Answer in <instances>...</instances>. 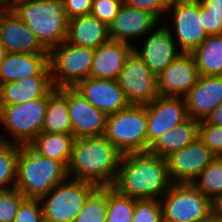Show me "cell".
<instances>
[{
    "mask_svg": "<svg viewBox=\"0 0 222 222\" xmlns=\"http://www.w3.org/2000/svg\"><path fill=\"white\" fill-rule=\"evenodd\" d=\"M172 184L166 158L145 151L123 154L111 187L134 199L160 200Z\"/></svg>",
    "mask_w": 222,
    "mask_h": 222,
    "instance_id": "obj_1",
    "label": "cell"
},
{
    "mask_svg": "<svg viewBox=\"0 0 222 222\" xmlns=\"http://www.w3.org/2000/svg\"><path fill=\"white\" fill-rule=\"evenodd\" d=\"M122 156L105 136L77 138L67 167L68 176L98 187L112 186Z\"/></svg>",
    "mask_w": 222,
    "mask_h": 222,
    "instance_id": "obj_2",
    "label": "cell"
},
{
    "mask_svg": "<svg viewBox=\"0 0 222 222\" xmlns=\"http://www.w3.org/2000/svg\"><path fill=\"white\" fill-rule=\"evenodd\" d=\"M50 52L67 38L64 0H20L9 7Z\"/></svg>",
    "mask_w": 222,
    "mask_h": 222,
    "instance_id": "obj_3",
    "label": "cell"
},
{
    "mask_svg": "<svg viewBox=\"0 0 222 222\" xmlns=\"http://www.w3.org/2000/svg\"><path fill=\"white\" fill-rule=\"evenodd\" d=\"M68 177L62 162L39 155L29 145H20L15 188L25 198L40 199Z\"/></svg>",
    "mask_w": 222,
    "mask_h": 222,
    "instance_id": "obj_4",
    "label": "cell"
},
{
    "mask_svg": "<svg viewBox=\"0 0 222 222\" xmlns=\"http://www.w3.org/2000/svg\"><path fill=\"white\" fill-rule=\"evenodd\" d=\"M104 136L122 154L147 151L146 105H129L108 115Z\"/></svg>",
    "mask_w": 222,
    "mask_h": 222,
    "instance_id": "obj_5",
    "label": "cell"
},
{
    "mask_svg": "<svg viewBox=\"0 0 222 222\" xmlns=\"http://www.w3.org/2000/svg\"><path fill=\"white\" fill-rule=\"evenodd\" d=\"M163 222H205L214 203L192 183H173L161 197Z\"/></svg>",
    "mask_w": 222,
    "mask_h": 222,
    "instance_id": "obj_6",
    "label": "cell"
},
{
    "mask_svg": "<svg viewBox=\"0 0 222 222\" xmlns=\"http://www.w3.org/2000/svg\"><path fill=\"white\" fill-rule=\"evenodd\" d=\"M93 183L68 177L40 198L44 222H73L88 196L97 188Z\"/></svg>",
    "mask_w": 222,
    "mask_h": 222,
    "instance_id": "obj_7",
    "label": "cell"
},
{
    "mask_svg": "<svg viewBox=\"0 0 222 222\" xmlns=\"http://www.w3.org/2000/svg\"><path fill=\"white\" fill-rule=\"evenodd\" d=\"M94 49L73 45L66 40L49 52L51 80L55 88L74 87L90 77Z\"/></svg>",
    "mask_w": 222,
    "mask_h": 222,
    "instance_id": "obj_8",
    "label": "cell"
},
{
    "mask_svg": "<svg viewBox=\"0 0 222 222\" xmlns=\"http://www.w3.org/2000/svg\"><path fill=\"white\" fill-rule=\"evenodd\" d=\"M47 102L48 94L26 103L0 105V124L16 144L28 145L41 132Z\"/></svg>",
    "mask_w": 222,
    "mask_h": 222,
    "instance_id": "obj_9",
    "label": "cell"
},
{
    "mask_svg": "<svg viewBox=\"0 0 222 222\" xmlns=\"http://www.w3.org/2000/svg\"><path fill=\"white\" fill-rule=\"evenodd\" d=\"M116 81L130 105H147L159 96L157 76L149 70L134 50L127 57Z\"/></svg>",
    "mask_w": 222,
    "mask_h": 222,
    "instance_id": "obj_10",
    "label": "cell"
},
{
    "mask_svg": "<svg viewBox=\"0 0 222 222\" xmlns=\"http://www.w3.org/2000/svg\"><path fill=\"white\" fill-rule=\"evenodd\" d=\"M172 10V11H171ZM173 12L174 31L171 34L179 50L191 53L209 35L207 34L200 15V2L198 0H173L168 12ZM174 32V33H173Z\"/></svg>",
    "mask_w": 222,
    "mask_h": 222,
    "instance_id": "obj_11",
    "label": "cell"
},
{
    "mask_svg": "<svg viewBox=\"0 0 222 222\" xmlns=\"http://www.w3.org/2000/svg\"><path fill=\"white\" fill-rule=\"evenodd\" d=\"M146 112L147 151L161 135L189 118L184 97L158 96L146 105Z\"/></svg>",
    "mask_w": 222,
    "mask_h": 222,
    "instance_id": "obj_12",
    "label": "cell"
},
{
    "mask_svg": "<svg viewBox=\"0 0 222 222\" xmlns=\"http://www.w3.org/2000/svg\"><path fill=\"white\" fill-rule=\"evenodd\" d=\"M216 155L198 138L166 157L172 183H192Z\"/></svg>",
    "mask_w": 222,
    "mask_h": 222,
    "instance_id": "obj_13",
    "label": "cell"
},
{
    "mask_svg": "<svg viewBox=\"0 0 222 222\" xmlns=\"http://www.w3.org/2000/svg\"><path fill=\"white\" fill-rule=\"evenodd\" d=\"M67 105L75 139L104 136L107 115L95 108L75 87H67Z\"/></svg>",
    "mask_w": 222,
    "mask_h": 222,
    "instance_id": "obj_14",
    "label": "cell"
},
{
    "mask_svg": "<svg viewBox=\"0 0 222 222\" xmlns=\"http://www.w3.org/2000/svg\"><path fill=\"white\" fill-rule=\"evenodd\" d=\"M198 77L197 65L192 54L181 52L157 76L159 96L184 97L196 84Z\"/></svg>",
    "mask_w": 222,
    "mask_h": 222,
    "instance_id": "obj_15",
    "label": "cell"
},
{
    "mask_svg": "<svg viewBox=\"0 0 222 222\" xmlns=\"http://www.w3.org/2000/svg\"><path fill=\"white\" fill-rule=\"evenodd\" d=\"M169 27H157L145 38L140 49L134 46V51L144 64L156 76L168 67L181 53L178 49Z\"/></svg>",
    "mask_w": 222,
    "mask_h": 222,
    "instance_id": "obj_16",
    "label": "cell"
},
{
    "mask_svg": "<svg viewBox=\"0 0 222 222\" xmlns=\"http://www.w3.org/2000/svg\"><path fill=\"white\" fill-rule=\"evenodd\" d=\"M0 43L7 53H49L8 7H0Z\"/></svg>",
    "mask_w": 222,
    "mask_h": 222,
    "instance_id": "obj_17",
    "label": "cell"
},
{
    "mask_svg": "<svg viewBox=\"0 0 222 222\" xmlns=\"http://www.w3.org/2000/svg\"><path fill=\"white\" fill-rule=\"evenodd\" d=\"M95 108L107 116L125 109L130 104L116 80L93 77L79 81L74 86Z\"/></svg>",
    "mask_w": 222,
    "mask_h": 222,
    "instance_id": "obj_18",
    "label": "cell"
},
{
    "mask_svg": "<svg viewBox=\"0 0 222 222\" xmlns=\"http://www.w3.org/2000/svg\"><path fill=\"white\" fill-rule=\"evenodd\" d=\"M160 22L153 14L127 6L119 9L114 20L108 25L109 37L112 40L132 44V40L147 36Z\"/></svg>",
    "mask_w": 222,
    "mask_h": 222,
    "instance_id": "obj_19",
    "label": "cell"
},
{
    "mask_svg": "<svg viewBox=\"0 0 222 222\" xmlns=\"http://www.w3.org/2000/svg\"><path fill=\"white\" fill-rule=\"evenodd\" d=\"M189 118L201 121L222 104V76H199L184 96Z\"/></svg>",
    "mask_w": 222,
    "mask_h": 222,
    "instance_id": "obj_20",
    "label": "cell"
},
{
    "mask_svg": "<svg viewBox=\"0 0 222 222\" xmlns=\"http://www.w3.org/2000/svg\"><path fill=\"white\" fill-rule=\"evenodd\" d=\"M33 76H51L49 53L5 54L0 63V85Z\"/></svg>",
    "mask_w": 222,
    "mask_h": 222,
    "instance_id": "obj_21",
    "label": "cell"
},
{
    "mask_svg": "<svg viewBox=\"0 0 222 222\" xmlns=\"http://www.w3.org/2000/svg\"><path fill=\"white\" fill-rule=\"evenodd\" d=\"M134 44L109 39L94 50L90 77L117 80L127 57L134 50Z\"/></svg>",
    "mask_w": 222,
    "mask_h": 222,
    "instance_id": "obj_22",
    "label": "cell"
},
{
    "mask_svg": "<svg viewBox=\"0 0 222 222\" xmlns=\"http://www.w3.org/2000/svg\"><path fill=\"white\" fill-rule=\"evenodd\" d=\"M54 88L51 76L25 77L0 85V105L26 103L46 96Z\"/></svg>",
    "mask_w": 222,
    "mask_h": 222,
    "instance_id": "obj_23",
    "label": "cell"
},
{
    "mask_svg": "<svg viewBox=\"0 0 222 222\" xmlns=\"http://www.w3.org/2000/svg\"><path fill=\"white\" fill-rule=\"evenodd\" d=\"M109 39L108 25L91 14L68 20L66 41L73 45L95 50Z\"/></svg>",
    "mask_w": 222,
    "mask_h": 222,
    "instance_id": "obj_24",
    "label": "cell"
},
{
    "mask_svg": "<svg viewBox=\"0 0 222 222\" xmlns=\"http://www.w3.org/2000/svg\"><path fill=\"white\" fill-rule=\"evenodd\" d=\"M199 136V121L188 118L177 127L161 135L149 148V152L166 158L174 151H178L195 142Z\"/></svg>",
    "mask_w": 222,
    "mask_h": 222,
    "instance_id": "obj_25",
    "label": "cell"
},
{
    "mask_svg": "<svg viewBox=\"0 0 222 222\" xmlns=\"http://www.w3.org/2000/svg\"><path fill=\"white\" fill-rule=\"evenodd\" d=\"M41 132L72 134L67 105V87H54L48 93L47 109Z\"/></svg>",
    "mask_w": 222,
    "mask_h": 222,
    "instance_id": "obj_26",
    "label": "cell"
},
{
    "mask_svg": "<svg viewBox=\"0 0 222 222\" xmlns=\"http://www.w3.org/2000/svg\"><path fill=\"white\" fill-rule=\"evenodd\" d=\"M74 140L73 134L40 132L28 145L39 155L68 167Z\"/></svg>",
    "mask_w": 222,
    "mask_h": 222,
    "instance_id": "obj_27",
    "label": "cell"
},
{
    "mask_svg": "<svg viewBox=\"0 0 222 222\" xmlns=\"http://www.w3.org/2000/svg\"><path fill=\"white\" fill-rule=\"evenodd\" d=\"M191 54L199 76H222V34L209 35Z\"/></svg>",
    "mask_w": 222,
    "mask_h": 222,
    "instance_id": "obj_28",
    "label": "cell"
},
{
    "mask_svg": "<svg viewBox=\"0 0 222 222\" xmlns=\"http://www.w3.org/2000/svg\"><path fill=\"white\" fill-rule=\"evenodd\" d=\"M4 135L0 136V191L15 188L20 150L19 144L8 141Z\"/></svg>",
    "mask_w": 222,
    "mask_h": 222,
    "instance_id": "obj_29",
    "label": "cell"
},
{
    "mask_svg": "<svg viewBox=\"0 0 222 222\" xmlns=\"http://www.w3.org/2000/svg\"><path fill=\"white\" fill-rule=\"evenodd\" d=\"M192 184L216 203L222 197V157L216 156Z\"/></svg>",
    "mask_w": 222,
    "mask_h": 222,
    "instance_id": "obj_30",
    "label": "cell"
},
{
    "mask_svg": "<svg viewBox=\"0 0 222 222\" xmlns=\"http://www.w3.org/2000/svg\"><path fill=\"white\" fill-rule=\"evenodd\" d=\"M106 222H132L135 199L106 187Z\"/></svg>",
    "mask_w": 222,
    "mask_h": 222,
    "instance_id": "obj_31",
    "label": "cell"
},
{
    "mask_svg": "<svg viewBox=\"0 0 222 222\" xmlns=\"http://www.w3.org/2000/svg\"><path fill=\"white\" fill-rule=\"evenodd\" d=\"M106 187H97L73 222H106Z\"/></svg>",
    "mask_w": 222,
    "mask_h": 222,
    "instance_id": "obj_32",
    "label": "cell"
},
{
    "mask_svg": "<svg viewBox=\"0 0 222 222\" xmlns=\"http://www.w3.org/2000/svg\"><path fill=\"white\" fill-rule=\"evenodd\" d=\"M132 222H163L161 201L135 199Z\"/></svg>",
    "mask_w": 222,
    "mask_h": 222,
    "instance_id": "obj_33",
    "label": "cell"
},
{
    "mask_svg": "<svg viewBox=\"0 0 222 222\" xmlns=\"http://www.w3.org/2000/svg\"><path fill=\"white\" fill-rule=\"evenodd\" d=\"M24 199L16 188L0 191V222H13Z\"/></svg>",
    "mask_w": 222,
    "mask_h": 222,
    "instance_id": "obj_34",
    "label": "cell"
},
{
    "mask_svg": "<svg viewBox=\"0 0 222 222\" xmlns=\"http://www.w3.org/2000/svg\"><path fill=\"white\" fill-rule=\"evenodd\" d=\"M198 138L216 155L222 157V127L199 121Z\"/></svg>",
    "mask_w": 222,
    "mask_h": 222,
    "instance_id": "obj_35",
    "label": "cell"
},
{
    "mask_svg": "<svg viewBox=\"0 0 222 222\" xmlns=\"http://www.w3.org/2000/svg\"><path fill=\"white\" fill-rule=\"evenodd\" d=\"M123 3L124 0H93L90 14L109 25Z\"/></svg>",
    "mask_w": 222,
    "mask_h": 222,
    "instance_id": "obj_36",
    "label": "cell"
},
{
    "mask_svg": "<svg viewBox=\"0 0 222 222\" xmlns=\"http://www.w3.org/2000/svg\"><path fill=\"white\" fill-rule=\"evenodd\" d=\"M13 222H44L40 200L25 198L21 202Z\"/></svg>",
    "mask_w": 222,
    "mask_h": 222,
    "instance_id": "obj_37",
    "label": "cell"
},
{
    "mask_svg": "<svg viewBox=\"0 0 222 222\" xmlns=\"http://www.w3.org/2000/svg\"><path fill=\"white\" fill-rule=\"evenodd\" d=\"M124 3L131 8L149 12L160 21L161 14L168 12L173 0H124Z\"/></svg>",
    "mask_w": 222,
    "mask_h": 222,
    "instance_id": "obj_38",
    "label": "cell"
},
{
    "mask_svg": "<svg viewBox=\"0 0 222 222\" xmlns=\"http://www.w3.org/2000/svg\"><path fill=\"white\" fill-rule=\"evenodd\" d=\"M200 15L208 35L222 34V13H208V10L200 3Z\"/></svg>",
    "mask_w": 222,
    "mask_h": 222,
    "instance_id": "obj_39",
    "label": "cell"
},
{
    "mask_svg": "<svg viewBox=\"0 0 222 222\" xmlns=\"http://www.w3.org/2000/svg\"><path fill=\"white\" fill-rule=\"evenodd\" d=\"M64 2L68 20L91 13L93 0H64Z\"/></svg>",
    "mask_w": 222,
    "mask_h": 222,
    "instance_id": "obj_40",
    "label": "cell"
},
{
    "mask_svg": "<svg viewBox=\"0 0 222 222\" xmlns=\"http://www.w3.org/2000/svg\"><path fill=\"white\" fill-rule=\"evenodd\" d=\"M208 124L222 127V104L218 105L205 119Z\"/></svg>",
    "mask_w": 222,
    "mask_h": 222,
    "instance_id": "obj_41",
    "label": "cell"
},
{
    "mask_svg": "<svg viewBox=\"0 0 222 222\" xmlns=\"http://www.w3.org/2000/svg\"><path fill=\"white\" fill-rule=\"evenodd\" d=\"M208 13H222V0H198Z\"/></svg>",
    "mask_w": 222,
    "mask_h": 222,
    "instance_id": "obj_42",
    "label": "cell"
},
{
    "mask_svg": "<svg viewBox=\"0 0 222 222\" xmlns=\"http://www.w3.org/2000/svg\"><path fill=\"white\" fill-rule=\"evenodd\" d=\"M215 213L222 218V197L214 203Z\"/></svg>",
    "mask_w": 222,
    "mask_h": 222,
    "instance_id": "obj_43",
    "label": "cell"
},
{
    "mask_svg": "<svg viewBox=\"0 0 222 222\" xmlns=\"http://www.w3.org/2000/svg\"><path fill=\"white\" fill-rule=\"evenodd\" d=\"M205 222H222V218L214 212Z\"/></svg>",
    "mask_w": 222,
    "mask_h": 222,
    "instance_id": "obj_44",
    "label": "cell"
},
{
    "mask_svg": "<svg viewBox=\"0 0 222 222\" xmlns=\"http://www.w3.org/2000/svg\"><path fill=\"white\" fill-rule=\"evenodd\" d=\"M7 52L5 51L4 46L0 43V63L2 62V60L4 59V56Z\"/></svg>",
    "mask_w": 222,
    "mask_h": 222,
    "instance_id": "obj_45",
    "label": "cell"
},
{
    "mask_svg": "<svg viewBox=\"0 0 222 222\" xmlns=\"http://www.w3.org/2000/svg\"><path fill=\"white\" fill-rule=\"evenodd\" d=\"M20 1V0H5V7H10L13 3Z\"/></svg>",
    "mask_w": 222,
    "mask_h": 222,
    "instance_id": "obj_46",
    "label": "cell"
},
{
    "mask_svg": "<svg viewBox=\"0 0 222 222\" xmlns=\"http://www.w3.org/2000/svg\"><path fill=\"white\" fill-rule=\"evenodd\" d=\"M0 7H5V0H0Z\"/></svg>",
    "mask_w": 222,
    "mask_h": 222,
    "instance_id": "obj_47",
    "label": "cell"
}]
</instances>
